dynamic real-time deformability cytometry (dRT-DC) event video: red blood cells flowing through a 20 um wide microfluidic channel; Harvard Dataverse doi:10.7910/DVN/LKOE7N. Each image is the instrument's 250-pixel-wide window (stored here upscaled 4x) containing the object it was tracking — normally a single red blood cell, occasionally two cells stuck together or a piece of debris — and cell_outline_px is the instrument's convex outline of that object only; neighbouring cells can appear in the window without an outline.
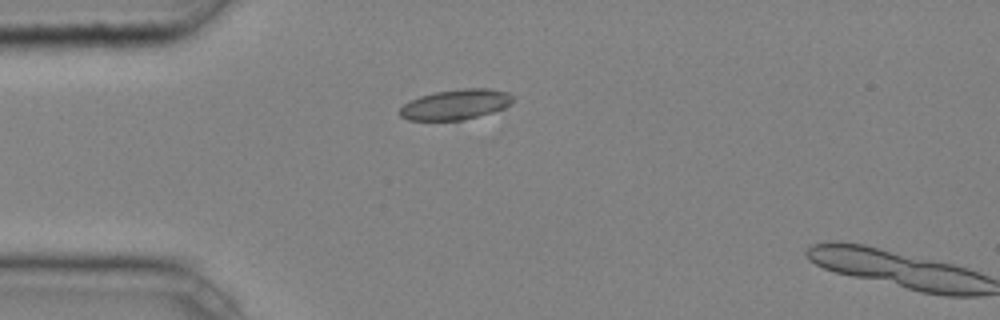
{"species": "common noctule bat (a hibernating species)", "species_latin": "Nyctalus noctula", "temperature_condition": "cold", "stored_images_in_passage": 2, "camera_frame_rate_fps": 3000, "um_per_image_px": 0.085, "animal": {"sex": "male", "body_mass_g": 20.4}, "frame": {"image": 1, "passage_image": 1, "time_ms": 0.0, "image_size_px": [1000, 320], "cell_outline_px": [[516, 100], [512, 104], [504, 108], [492, 112], [464, 120], [408, 120], [400, 116], [400, 108], [404, 104], [420, 96], [436, 92], [464, 88], [488, 88], [508, 92]], "centroid_in_image_um": [38.78, 8.88], "position_along_channel_um": 46.2, "area_um2": 19.94}}